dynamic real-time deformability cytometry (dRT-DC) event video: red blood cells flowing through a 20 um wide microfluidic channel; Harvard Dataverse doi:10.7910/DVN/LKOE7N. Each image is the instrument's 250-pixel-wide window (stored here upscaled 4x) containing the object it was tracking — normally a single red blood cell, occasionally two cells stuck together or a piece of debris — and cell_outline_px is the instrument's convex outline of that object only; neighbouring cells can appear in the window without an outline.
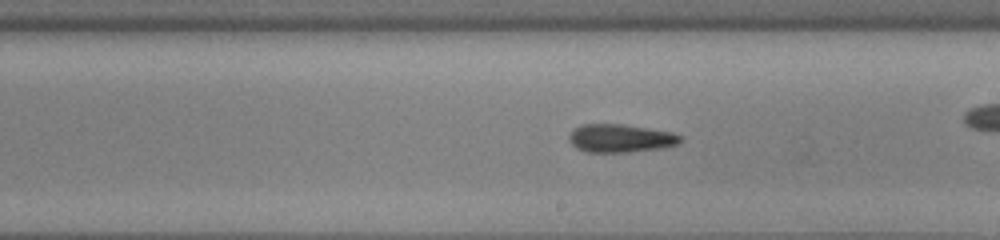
{"species": "common noctule bat (a hibernating species)", "species_latin": "Nyctalus noctula", "temperature_condition": "cold", "stored_images_in_passage": 39, "camera_frame_rate_fps": 3000, "um_per_image_px": 0.085, "animal": {"sex": "male", "body_mass_g": 13.0, "forearm_length_mm": 53.1}, "frame": {"image": 1, "passage_image": 17, "time_ms": 5.333, "image_size_px": [1000, 240], "cell_outline_px": [[684, 140], [680, 144], [664, 148], [628, 152], [584, 152], [576, 148], [568, 140], [568, 136], [572, 128], [580, 124], [624, 124], [672, 132], [680, 136]], "centroid_in_image_um": [52.73, 11.75], "position_along_channel_um": 236.3, "area_um2": 18.67}, "authors_computed_cell_mechanics": {"area_um2": 18.0336, "velocity_mm_per_s": 3.8442, "shape_relaxation_time_tau1_ms": 1.3951, "shape_relaxation_time_tau2_ms": 1.0868, "deformation_change_tau1": 0.0936, "deformation_change_tau2": 0.0965}}